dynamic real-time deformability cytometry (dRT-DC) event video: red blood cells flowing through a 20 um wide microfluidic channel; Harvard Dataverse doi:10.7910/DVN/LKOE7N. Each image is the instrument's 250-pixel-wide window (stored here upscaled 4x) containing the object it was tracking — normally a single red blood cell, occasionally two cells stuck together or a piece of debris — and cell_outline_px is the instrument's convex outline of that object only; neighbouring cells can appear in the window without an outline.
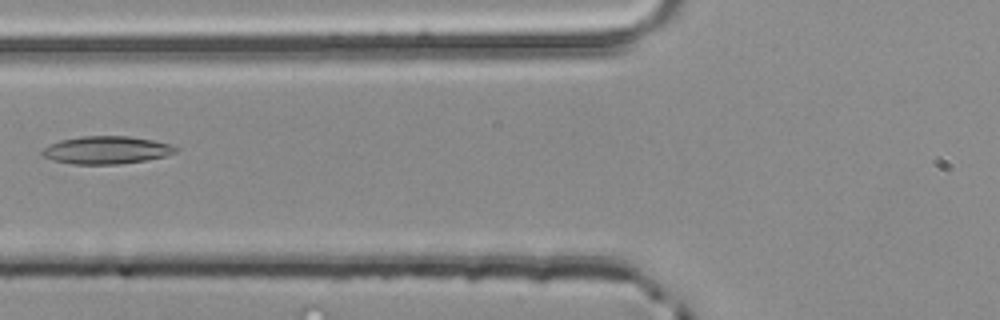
{"species": "common noctule bat (a hibernating species)", "species_latin": "Nyctalus noctula", "temperature_condition": "room temperature", "stored_images_in_passage": 3, "camera_frame_rate_fps": 3000, "um_per_image_px": 0.085, "animal": {"sex": "male", "body_mass_g": 20.4}, "frame": {"image": 1, "passage_image": 3, "time_ms": 0.667, "image_size_px": [1000, 320], "cell_outline_px": [[180, 148], [176, 152], [164, 156], [144, 160], [120, 164], [72, 164], [56, 160], [44, 156], [40, 152], [44, 148], [60, 140], [80, 136], [128, 136], [152, 140], [172, 144]], "centroid_in_image_um": [9.08, 12.75], "position_along_channel_um": 116.7, "area_um2": 21.39}}